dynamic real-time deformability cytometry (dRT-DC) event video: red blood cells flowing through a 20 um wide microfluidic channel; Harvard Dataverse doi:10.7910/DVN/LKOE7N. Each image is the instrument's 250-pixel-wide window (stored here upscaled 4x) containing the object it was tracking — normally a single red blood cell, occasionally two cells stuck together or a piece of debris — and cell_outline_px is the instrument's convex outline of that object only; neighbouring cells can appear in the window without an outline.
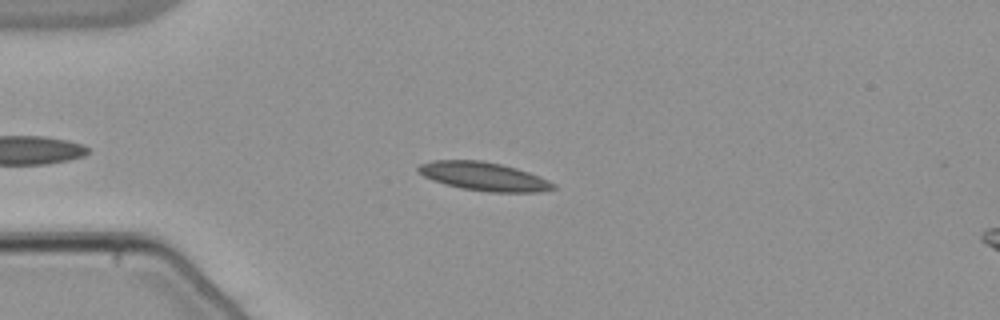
{"species": "common noctule bat (a hibernating species)", "species_latin": "Nyctalus noctula", "temperature_condition": "warm", "stored_images_in_passage": 45, "camera_frame_rate_fps": 3000, "um_per_image_px": 0.085, "animal": {"sex": "male", "body_mass_g": 21.5, "forearm_length_mm": 52.0}, "frame": {"image": 1, "passage_image": 9, "time_ms": 2.667, "image_size_px": [1000, 320], "cell_outline_px": [[556, 188], [540, 192], [488, 192], [460, 188], [444, 184], [432, 180], [416, 172], [416, 168], [420, 164], [432, 160], [480, 160], [500, 164], [516, 168], [540, 176], [556, 184]], "centroid_in_image_um": [41.1, 15.0], "position_along_channel_um": 43.9, "area_um2": 22.6}}
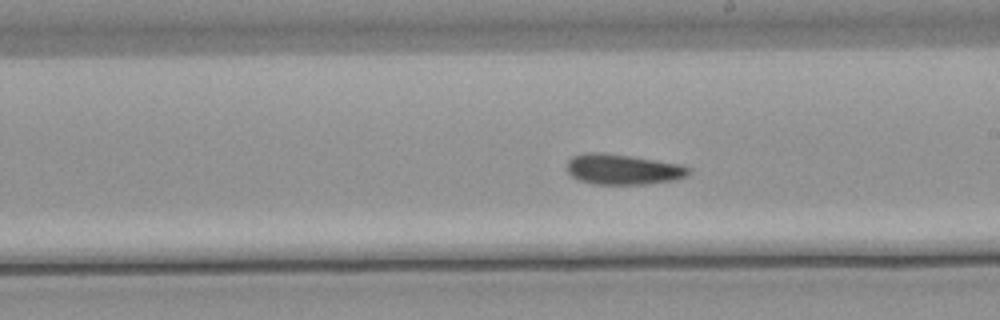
{"frame": {"image": 2, "passage_image": 26, "time_ms": 8.333, "image_size_px": [1000, 320], "cell_outline_px": [[692, 172], [688, 176], [676, 180], [644, 184], [592, 184], [580, 180], [572, 176], [568, 172], [568, 160], [572, 156], [584, 152], [604, 152], [680, 164], [692, 168]], "centroid_in_image_um": [52.98, 14.39], "position_along_channel_um": 236.0, "area_um2": 21.73}}
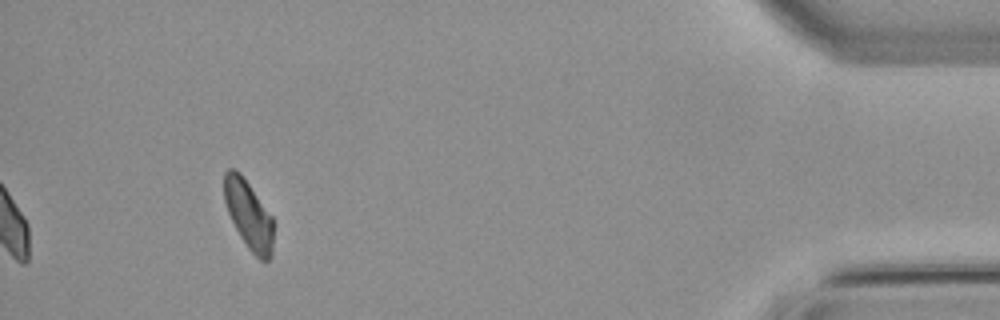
{"frame": {"image": 3, "passage_image": 45, "time_ms": 14.667, "image_size_px": [1000, 320], "cell_outline_px": [[272, 256], [268, 260], [260, 260], [248, 248], [240, 236], [228, 212], [224, 200], [224, 172], [228, 168], [232, 168], [240, 172], [272, 216]], "centroid_in_image_um": [21.12, 18.23], "position_along_channel_um": 414.1, "area_um2": 19.42}, "authors_computed_cell_mechanics": {"area_um2": 21.386, "velocity_mm_per_s": 3.821, "shape_relaxation_time_tau1_ms": null, "shape_relaxation_time_tau2_ms": 7.3978, "deformation_change_tau1": null, "deformation_change_tau2": 0.1213}}